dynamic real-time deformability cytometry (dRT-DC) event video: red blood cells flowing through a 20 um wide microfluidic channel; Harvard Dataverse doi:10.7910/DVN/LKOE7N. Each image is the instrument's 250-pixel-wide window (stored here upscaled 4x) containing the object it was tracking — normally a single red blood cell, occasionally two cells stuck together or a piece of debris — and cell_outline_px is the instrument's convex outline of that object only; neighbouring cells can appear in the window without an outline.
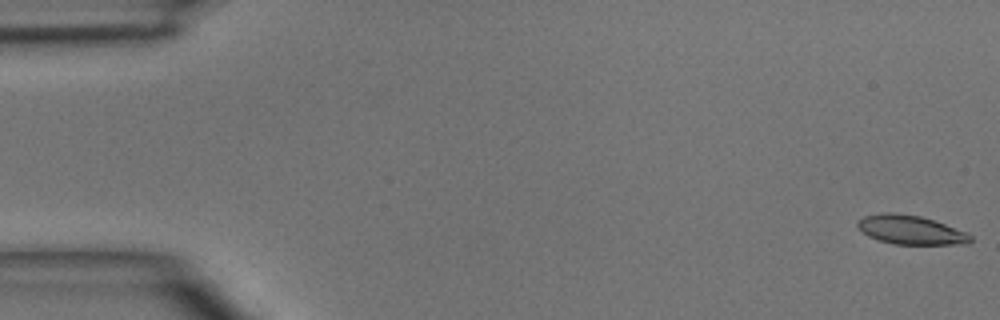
{"species": "common noctule bat (a hibernating species)", "species_latin": "Nyctalus noctula", "temperature_condition": "room temperature", "stored_images_in_passage": 6, "camera_frame_rate_fps": 3000, "um_per_image_px": 0.085, "animal": {"sex": "male", "body_mass_g": 15.6}, "frame": {"image": 1, "passage_image": 1, "time_ms": 0.0, "image_size_px": [1000, 320], "cell_outline_px": [[972, 240], [968, 244], [892, 244], [868, 236], [856, 224], [864, 216], [884, 212], [896, 212], [920, 216], [944, 224], [964, 232], [972, 236]], "centroid_in_image_um": [77.39, 19.54], "position_along_channel_um": 7.6, "area_um2": 18.79}}
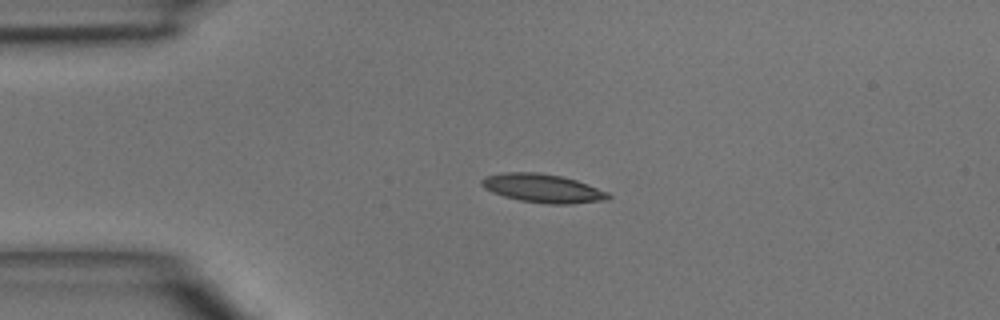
{"frame": {"image": 2, "passage_image": 4, "time_ms": 3.333, "image_size_px": [1000, 320], "cell_outline_px": [[612, 196], [608, 200], [572, 204], [548, 204], [520, 200], [504, 196], [492, 192], [484, 188], [480, 184], [480, 180], [484, 176], [504, 172], [536, 172], [560, 176], [576, 180], [588, 184], [608, 192]], "centroid_in_image_um": [46.13, 16.0], "position_along_channel_um": 38.9, "area_um2": 21.21}}